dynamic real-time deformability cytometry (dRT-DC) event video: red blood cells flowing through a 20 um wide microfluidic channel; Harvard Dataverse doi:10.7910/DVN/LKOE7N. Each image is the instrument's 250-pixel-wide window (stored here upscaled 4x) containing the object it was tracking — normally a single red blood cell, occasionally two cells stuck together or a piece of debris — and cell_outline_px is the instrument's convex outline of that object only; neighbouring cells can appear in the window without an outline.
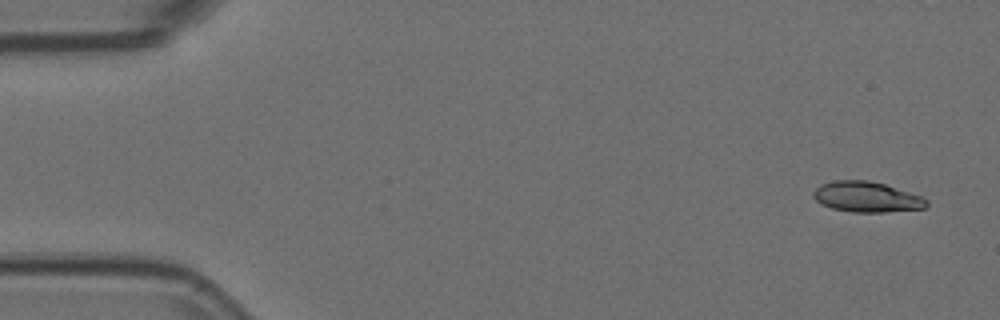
{"species": "Egyptian fruit bat (a non-hibernating species)", "species_latin": "Rousettus aegyptiacus", "temperature_condition": "room temperature", "stored_images_in_passage": 5, "camera_frame_rate_fps": 3000, "um_per_image_px": 0.085, "animal": {"sex": "female"}, "frame": {"image": 1, "passage_image": 1, "time_ms": 0.0, "image_size_px": [1000, 320], "cell_outline_px": [[928, 204], [924, 208], [884, 212], [852, 212], [832, 208], [820, 204], [812, 196], [812, 192], [820, 184], [836, 180], [868, 180], [884, 184], [920, 196], [928, 200]], "centroid_in_image_um": [73.62, 16.74], "position_along_channel_um": 11.4, "area_um2": 20.0}}